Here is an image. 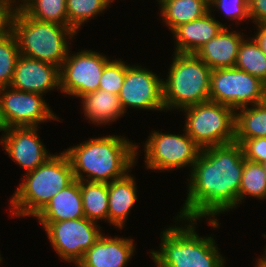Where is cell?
<instances>
[{
    "instance_id": "f35d334b",
    "label": "cell",
    "mask_w": 266,
    "mask_h": 267,
    "mask_svg": "<svg viewBox=\"0 0 266 267\" xmlns=\"http://www.w3.org/2000/svg\"><path fill=\"white\" fill-rule=\"evenodd\" d=\"M263 168H264V171H265V174H266V161H264L263 163H261Z\"/></svg>"
},
{
    "instance_id": "6da1fadb",
    "label": "cell",
    "mask_w": 266,
    "mask_h": 267,
    "mask_svg": "<svg viewBox=\"0 0 266 267\" xmlns=\"http://www.w3.org/2000/svg\"><path fill=\"white\" fill-rule=\"evenodd\" d=\"M244 160L242 147L235 141L201 149L189 171L187 198L176 217H209L210 225L218 228L214 217L238 206Z\"/></svg>"
},
{
    "instance_id": "5b68a950",
    "label": "cell",
    "mask_w": 266,
    "mask_h": 267,
    "mask_svg": "<svg viewBox=\"0 0 266 267\" xmlns=\"http://www.w3.org/2000/svg\"><path fill=\"white\" fill-rule=\"evenodd\" d=\"M10 29L18 40L20 55L48 62L59 68L70 51L68 38L71 40L77 34L66 25L33 19L20 7L13 8Z\"/></svg>"
},
{
    "instance_id": "52a82bcc",
    "label": "cell",
    "mask_w": 266,
    "mask_h": 267,
    "mask_svg": "<svg viewBox=\"0 0 266 267\" xmlns=\"http://www.w3.org/2000/svg\"><path fill=\"white\" fill-rule=\"evenodd\" d=\"M184 114V131L201 148L235 141V110L211 100L191 105Z\"/></svg>"
},
{
    "instance_id": "44dd1931",
    "label": "cell",
    "mask_w": 266,
    "mask_h": 267,
    "mask_svg": "<svg viewBox=\"0 0 266 267\" xmlns=\"http://www.w3.org/2000/svg\"><path fill=\"white\" fill-rule=\"evenodd\" d=\"M86 119L97 125L116 121L124 116L119 96L109 91L97 90L80 97Z\"/></svg>"
},
{
    "instance_id": "30bf717a",
    "label": "cell",
    "mask_w": 266,
    "mask_h": 267,
    "mask_svg": "<svg viewBox=\"0 0 266 267\" xmlns=\"http://www.w3.org/2000/svg\"><path fill=\"white\" fill-rule=\"evenodd\" d=\"M98 225L84 217L51 222L45 231L58 256L77 265L84 253L103 235Z\"/></svg>"
},
{
    "instance_id": "e0dca14e",
    "label": "cell",
    "mask_w": 266,
    "mask_h": 267,
    "mask_svg": "<svg viewBox=\"0 0 266 267\" xmlns=\"http://www.w3.org/2000/svg\"><path fill=\"white\" fill-rule=\"evenodd\" d=\"M211 11L203 17L176 27L172 33L175 38V52L195 54L205 43L215 37L224 27Z\"/></svg>"
},
{
    "instance_id": "4fadbf2b",
    "label": "cell",
    "mask_w": 266,
    "mask_h": 267,
    "mask_svg": "<svg viewBox=\"0 0 266 267\" xmlns=\"http://www.w3.org/2000/svg\"><path fill=\"white\" fill-rule=\"evenodd\" d=\"M163 78L142 66L126 64V74L119 93L124 113L126 108L164 111Z\"/></svg>"
},
{
    "instance_id": "cb8c5ba5",
    "label": "cell",
    "mask_w": 266,
    "mask_h": 267,
    "mask_svg": "<svg viewBox=\"0 0 266 267\" xmlns=\"http://www.w3.org/2000/svg\"><path fill=\"white\" fill-rule=\"evenodd\" d=\"M80 190L84 216L96 223L98 220H107L108 183L80 181Z\"/></svg>"
},
{
    "instance_id": "3957f363",
    "label": "cell",
    "mask_w": 266,
    "mask_h": 267,
    "mask_svg": "<svg viewBox=\"0 0 266 267\" xmlns=\"http://www.w3.org/2000/svg\"><path fill=\"white\" fill-rule=\"evenodd\" d=\"M175 219L189 225H173L161 232L160 249L150 252L157 267H224L225 257L219 253L213 235L199 236L195 219Z\"/></svg>"
},
{
    "instance_id": "8d00e7d4",
    "label": "cell",
    "mask_w": 266,
    "mask_h": 267,
    "mask_svg": "<svg viewBox=\"0 0 266 267\" xmlns=\"http://www.w3.org/2000/svg\"><path fill=\"white\" fill-rule=\"evenodd\" d=\"M7 130V126L3 120L2 113H1V104H0V132H5Z\"/></svg>"
},
{
    "instance_id": "f1b7e54d",
    "label": "cell",
    "mask_w": 266,
    "mask_h": 267,
    "mask_svg": "<svg viewBox=\"0 0 266 267\" xmlns=\"http://www.w3.org/2000/svg\"><path fill=\"white\" fill-rule=\"evenodd\" d=\"M19 56L18 40L9 29L0 37V88L11 85Z\"/></svg>"
},
{
    "instance_id": "e575fe53",
    "label": "cell",
    "mask_w": 266,
    "mask_h": 267,
    "mask_svg": "<svg viewBox=\"0 0 266 267\" xmlns=\"http://www.w3.org/2000/svg\"><path fill=\"white\" fill-rule=\"evenodd\" d=\"M254 40L259 44L262 52L266 55V25H257Z\"/></svg>"
},
{
    "instance_id": "7a4b0ae2",
    "label": "cell",
    "mask_w": 266,
    "mask_h": 267,
    "mask_svg": "<svg viewBox=\"0 0 266 267\" xmlns=\"http://www.w3.org/2000/svg\"><path fill=\"white\" fill-rule=\"evenodd\" d=\"M138 146L123 136L109 135L91 138L64 152L76 180L109 183L124 177L135 166Z\"/></svg>"
},
{
    "instance_id": "603a6c76",
    "label": "cell",
    "mask_w": 266,
    "mask_h": 267,
    "mask_svg": "<svg viewBox=\"0 0 266 267\" xmlns=\"http://www.w3.org/2000/svg\"><path fill=\"white\" fill-rule=\"evenodd\" d=\"M238 110V111H237ZM235 110V139L266 137V100Z\"/></svg>"
},
{
    "instance_id": "484cf974",
    "label": "cell",
    "mask_w": 266,
    "mask_h": 267,
    "mask_svg": "<svg viewBox=\"0 0 266 267\" xmlns=\"http://www.w3.org/2000/svg\"><path fill=\"white\" fill-rule=\"evenodd\" d=\"M235 67L261 79L266 84V55L254 38L249 40L244 38L241 42Z\"/></svg>"
},
{
    "instance_id": "ba28073f",
    "label": "cell",
    "mask_w": 266,
    "mask_h": 267,
    "mask_svg": "<svg viewBox=\"0 0 266 267\" xmlns=\"http://www.w3.org/2000/svg\"><path fill=\"white\" fill-rule=\"evenodd\" d=\"M210 100L237 110L266 100V84L237 67L211 71Z\"/></svg>"
},
{
    "instance_id": "7c38bea8",
    "label": "cell",
    "mask_w": 266,
    "mask_h": 267,
    "mask_svg": "<svg viewBox=\"0 0 266 267\" xmlns=\"http://www.w3.org/2000/svg\"><path fill=\"white\" fill-rule=\"evenodd\" d=\"M42 94L19 91L12 87L0 88L3 120L10 127H38L48 120H58L45 102Z\"/></svg>"
},
{
    "instance_id": "d590c367",
    "label": "cell",
    "mask_w": 266,
    "mask_h": 267,
    "mask_svg": "<svg viewBox=\"0 0 266 267\" xmlns=\"http://www.w3.org/2000/svg\"><path fill=\"white\" fill-rule=\"evenodd\" d=\"M265 254L260 258H258V261L256 260V267H266V251H264Z\"/></svg>"
},
{
    "instance_id": "f546056e",
    "label": "cell",
    "mask_w": 266,
    "mask_h": 267,
    "mask_svg": "<svg viewBox=\"0 0 266 267\" xmlns=\"http://www.w3.org/2000/svg\"><path fill=\"white\" fill-rule=\"evenodd\" d=\"M126 74V63L120 60L109 61L103 70L99 89L119 95Z\"/></svg>"
},
{
    "instance_id": "83f0119b",
    "label": "cell",
    "mask_w": 266,
    "mask_h": 267,
    "mask_svg": "<svg viewBox=\"0 0 266 267\" xmlns=\"http://www.w3.org/2000/svg\"><path fill=\"white\" fill-rule=\"evenodd\" d=\"M266 199V174L261 163L244 160L241 185L238 193V204L244 197Z\"/></svg>"
},
{
    "instance_id": "9a60e30c",
    "label": "cell",
    "mask_w": 266,
    "mask_h": 267,
    "mask_svg": "<svg viewBox=\"0 0 266 267\" xmlns=\"http://www.w3.org/2000/svg\"><path fill=\"white\" fill-rule=\"evenodd\" d=\"M10 87L42 95L55 88L60 89V68L48 62L20 55Z\"/></svg>"
},
{
    "instance_id": "8fae6325",
    "label": "cell",
    "mask_w": 266,
    "mask_h": 267,
    "mask_svg": "<svg viewBox=\"0 0 266 267\" xmlns=\"http://www.w3.org/2000/svg\"><path fill=\"white\" fill-rule=\"evenodd\" d=\"M69 53L60 68V91L80 98L99 90L104 67L110 60L92 50Z\"/></svg>"
},
{
    "instance_id": "7402d4cb",
    "label": "cell",
    "mask_w": 266,
    "mask_h": 267,
    "mask_svg": "<svg viewBox=\"0 0 266 267\" xmlns=\"http://www.w3.org/2000/svg\"><path fill=\"white\" fill-rule=\"evenodd\" d=\"M158 3L162 20L171 32L209 12V0H160Z\"/></svg>"
},
{
    "instance_id": "d4e9b609",
    "label": "cell",
    "mask_w": 266,
    "mask_h": 267,
    "mask_svg": "<svg viewBox=\"0 0 266 267\" xmlns=\"http://www.w3.org/2000/svg\"><path fill=\"white\" fill-rule=\"evenodd\" d=\"M19 7L33 19L68 27L66 0H26Z\"/></svg>"
},
{
    "instance_id": "ac0fdd59",
    "label": "cell",
    "mask_w": 266,
    "mask_h": 267,
    "mask_svg": "<svg viewBox=\"0 0 266 267\" xmlns=\"http://www.w3.org/2000/svg\"><path fill=\"white\" fill-rule=\"evenodd\" d=\"M244 38L243 32L241 34L224 27L195 54L212 70L235 67L239 47Z\"/></svg>"
},
{
    "instance_id": "5bb4252c",
    "label": "cell",
    "mask_w": 266,
    "mask_h": 267,
    "mask_svg": "<svg viewBox=\"0 0 266 267\" xmlns=\"http://www.w3.org/2000/svg\"><path fill=\"white\" fill-rule=\"evenodd\" d=\"M39 127H10L2 133L0 144L7 155L14 160L26 173L35 170L52 154L48 153L41 142Z\"/></svg>"
},
{
    "instance_id": "74e56055",
    "label": "cell",
    "mask_w": 266,
    "mask_h": 267,
    "mask_svg": "<svg viewBox=\"0 0 266 267\" xmlns=\"http://www.w3.org/2000/svg\"><path fill=\"white\" fill-rule=\"evenodd\" d=\"M1 1H4V2H7V3H9L12 7L15 5V8L16 7H19L22 3H24V1H26V0H1ZM17 2V3H16ZM19 2V3H18ZM21 2V3H20ZM15 3V4H14ZM17 4V5H16Z\"/></svg>"
},
{
    "instance_id": "ffe728a7",
    "label": "cell",
    "mask_w": 266,
    "mask_h": 267,
    "mask_svg": "<svg viewBox=\"0 0 266 267\" xmlns=\"http://www.w3.org/2000/svg\"><path fill=\"white\" fill-rule=\"evenodd\" d=\"M135 178L127 173L124 177L108 183L107 222L122 229L131 208L137 202Z\"/></svg>"
},
{
    "instance_id": "4dcf8cb0",
    "label": "cell",
    "mask_w": 266,
    "mask_h": 267,
    "mask_svg": "<svg viewBox=\"0 0 266 267\" xmlns=\"http://www.w3.org/2000/svg\"><path fill=\"white\" fill-rule=\"evenodd\" d=\"M216 7L224 16L236 22L249 21L248 0H209V11Z\"/></svg>"
},
{
    "instance_id": "1f68e13d",
    "label": "cell",
    "mask_w": 266,
    "mask_h": 267,
    "mask_svg": "<svg viewBox=\"0 0 266 267\" xmlns=\"http://www.w3.org/2000/svg\"><path fill=\"white\" fill-rule=\"evenodd\" d=\"M235 142L241 145L246 160L255 163L266 161V137L235 139Z\"/></svg>"
},
{
    "instance_id": "8992f818",
    "label": "cell",
    "mask_w": 266,
    "mask_h": 267,
    "mask_svg": "<svg viewBox=\"0 0 266 267\" xmlns=\"http://www.w3.org/2000/svg\"><path fill=\"white\" fill-rule=\"evenodd\" d=\"M167 79L163 80L166 112L210 100L209 68L196 54L174 52Z\"/></svg>"
},
{
    "instance_id": "2e32d148",
    "label": "cell",
    "mask_w": 266,
    "mask_h": 267,
    "mask_svg": "<svg viewBox=\"0 0 266 267\" xmlns=\"http://www.w3.org/2000/svg\"><path fill=\"white\" fill-rule=\"evenodd\" d=\"M133 239L102 235L84 253L77 267H126L135 251Z\"/></svg>"
},
{
    "instance_id": "4316f807",
    "label": "cell",
    "mask_w": 266,
    "mask_h": 267,
    "mask_svg": "<svg viewBox=\"0 0 266 267\" xmlns=\"http://www.w3.org/2000/svg\"><path fill=\"white\" fill-rule=\"evenodd\" d=\"M111 3L110 0H66L68 27L77 33L82 24L107 10Z\"/></svg>"
},
{
    "instance_id": "9c48e42d",
    "label": "cell",
    "mask_w": 266,
    "mask_h": 267,
    "mask_svg": "<svg viewBox=\"0 0 266 267\" xmlns=\"http://www.w3.org/2000/svg\"><path fill=\"white\" fill-rule=\"evenodd\" d=\"M145 142V166L157 171H172L173 169L190 166L191 169L201 151V148L186 133L166 134L152 131Z\"/></svg>"
},
{
    "instance_id": "836d02e7",
    "label": "cell",
    "mask_w": 266,
    "mask_h": 267,
    "mask_svg": "<svg viewBox=\"0 0 266 267\" xmlns=\"http://www.w3.org/2000/svg\"><path fill=\"white\" fill-rule=\"evenodd\" d=\"M13 8L9 3L0 0V37L10 29Z\"/></svg>"
},
{
    "instance_id": "277c9868",
    "label": "cell",
    "mask_w": 266,
    "mask_h": 267,
    "mask_svg": "<svg viewBox=\"0 0 266 267\" xmlns=\"http://www.w3.org/2000/svg\"><path fill=\"white\" fill-rule=\"evenodd\" d=\"M10 199L15 217H35L60 190L74 180V173L67 154L51 155L35 170L25 173V178Z\"/></svg>"
},
{
    "instance_id": "d6a6232c",
    "label": "cell",
    "mask_w": 266,
    "mask_h": 267,
    "mask_svg": "<svg viewBox=\"0 0 266 267\" xmlns=\"http://www.w3.org/2000/svg\"><path fill=\"white\" fill-rule=\"evenodd\" d=\"M249 17L256 25H266V0H248Z\"/></svg>"
},
{
    "instance_id": "d6986e66",
    "label": "cell",
    "mask_w": 266,
    "mask_h": 267,
    "mask_svg": "<svg viewBox=\"0 0 266 267\" xmlns=\"http://www.w3.org/2000/svg\"><path fill=\"white\" fill-rule=\"evenodd\" d=\"M35 217L44 229L51 222L84 218L80 181L60 190Z\"/></svg>"
}]
</instances>
